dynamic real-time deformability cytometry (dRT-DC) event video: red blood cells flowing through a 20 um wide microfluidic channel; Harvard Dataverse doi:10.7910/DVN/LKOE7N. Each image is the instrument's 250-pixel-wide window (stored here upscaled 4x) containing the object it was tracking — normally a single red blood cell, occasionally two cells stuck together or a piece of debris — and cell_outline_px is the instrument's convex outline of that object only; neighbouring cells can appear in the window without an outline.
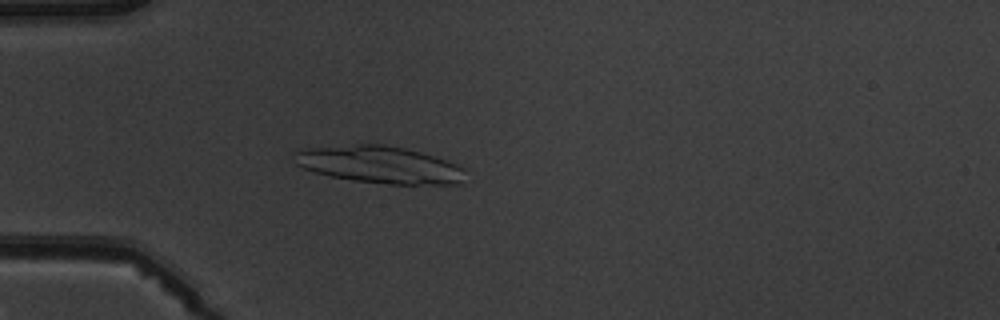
{"species": "common noctule bat (a hibernating species)", "species_latin": "Nyctalus noctula", "temperature_condition": "warm", "stored_images_in_passage": 5, "camera_frame_rate_fps": 3000, "um_per_image_px": 0.085, "animal": {"sex": "male", "body_mass_g": 19.5, "forearm_length_mm": 54.6}, "frame": {"image": 1, "passage_image": 5, "time_ms": 4.667, "image_size_px": [1000, 320], "cell_outline_px": [[464, 184], [392, 184], [352, 180], [332, 176], [316, 172], [304, 168], [296, 164], [292, 160], [292, 152], [304, 148], [356, 144], [384, 144], [404, 148], [432, 156], [456, 164], [464, 168]], "centroid_in_image_um": [32.22, 13.99], "position_along_channel_um": 52.8, "area_um2": 36.99}}